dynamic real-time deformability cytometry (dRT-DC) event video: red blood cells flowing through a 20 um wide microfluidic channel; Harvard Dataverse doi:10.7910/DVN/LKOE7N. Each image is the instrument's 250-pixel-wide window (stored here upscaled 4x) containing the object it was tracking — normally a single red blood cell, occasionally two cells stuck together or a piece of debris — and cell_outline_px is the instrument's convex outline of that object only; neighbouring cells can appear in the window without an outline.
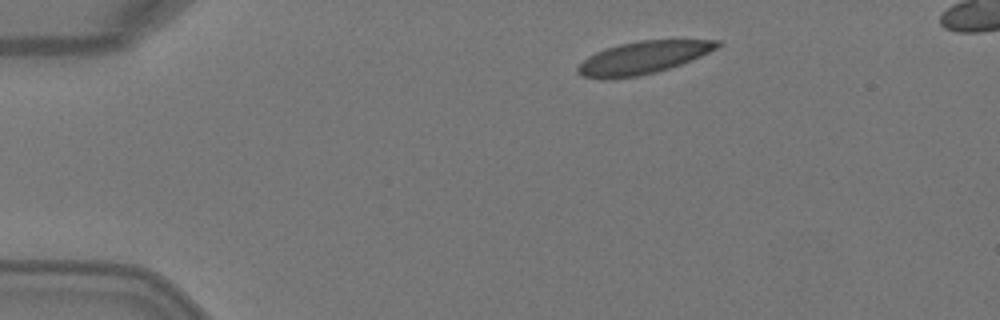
{"species": "Egyptian fruit bat (a non-hibernating species)", "species_latin": "Rousettus aegyptiacus", "temperature_condition": "warm", "stored_images_in_passage": 6, "camera_frame_rate_fps": 3000, "um_per_image_px": 0.085, "animal": {"sex": "female"}, "frame": {"image": 1, "passage_image": 1, "time_ms": 0.0, "image_size_px": [1000, 320], "cell_outline_px": [[724, 44], [692, 60], [656, 72], [640, 76], [604, 80], [580, 76], [576, 72], [576, 68], [588, 56], [604, 48], [620, 44], [640, 40], [720, 40]], "centroid_in_image_um": [54.61, 4.91], "position_along_channel_um": 30.4, "area_um2": 26.59}}
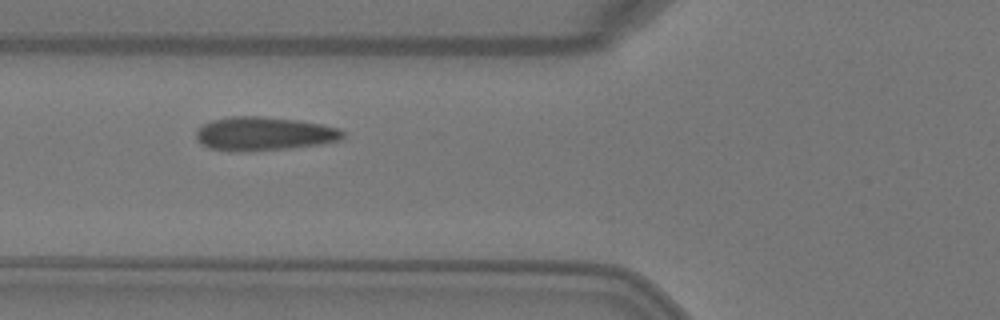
{"frame": {"image": 2, "passage_image": 4, "time_ms": 1.0, "image_size_px": [1000, 320], "cell_outline_px": [[344, 136], [340, 140], [320, 144], [288, 148], [236, 152], [208, 148], [200, 144], [196, 140], [196, 128], [212, 120], [232, 116], [260, 116], [296, 120], [320, 124], [340, 128], [344, 132]], "centroid_in_image_um": [22.39, 11.37], "position_along_channel_um": 103.4, "area_um2": 28.84}}
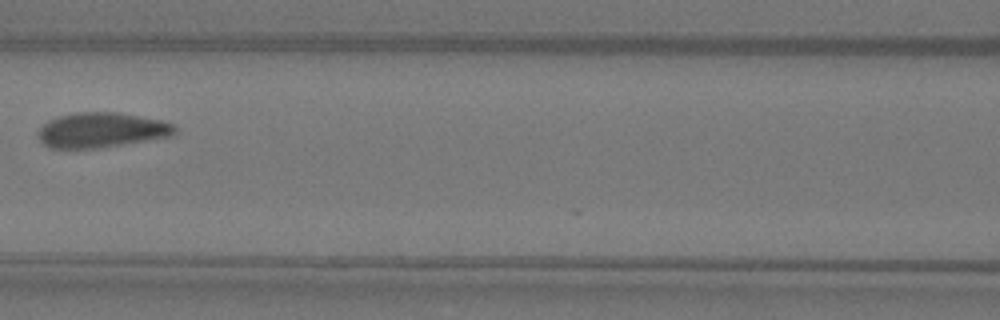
{"frame": {"image": 3, "passage_image": 5, "time_ms": 1.333, "image_size_px": [1000, 320], "cell_outline_px": [[176, 132], [168, 136], [100, 148], [48, 148], [40, 140], [36, 132], [48, 120], [60, 116], [80, 112], [116, 112], [160, 120], [172, 124], [176, 128]], "centroid_in_image_um": [8.57, 11.06], "position_along_channel_um": 158.0, "area_um2": 27.51}}